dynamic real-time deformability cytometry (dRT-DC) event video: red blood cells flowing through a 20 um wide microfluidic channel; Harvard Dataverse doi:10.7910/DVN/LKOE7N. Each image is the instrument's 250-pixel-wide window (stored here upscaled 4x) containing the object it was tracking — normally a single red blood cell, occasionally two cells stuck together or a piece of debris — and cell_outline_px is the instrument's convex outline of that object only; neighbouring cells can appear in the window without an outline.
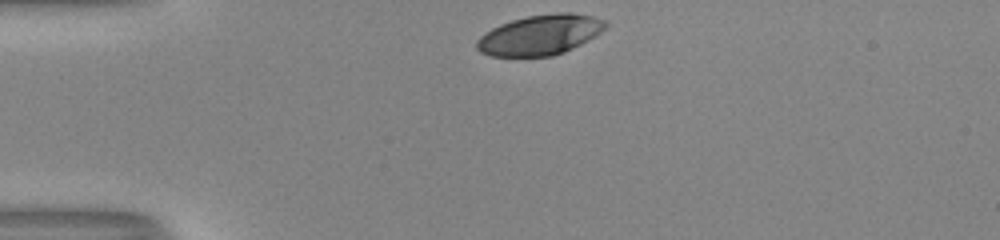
{"species": "human", "species_latin": "Homo sapiens", "temperature_condition": "room temperature", "stored_images_in_passage": 31, "camera_frame_rate_fps": 3000, "um_per_image_px": 0.085, "donor": {"sex": "male"}, "frame": {"image": 1, "passage_image": 1, "time_ms": 0.0, "image_size_px": [1000, 240], "cell_outline_px": [[608, 24], [600, 32], [580, 44], [564, 52], [552, 56], [492, 56], [480, 52], [476, 48], [476, 40], [484, 32], [500, 24], [512, 20], [528, 16], [560, 12], [568, 12], [592, 16], [608, 20]], "centroid_in_image_um": [45.88, 2.96], "position_along_channel_um": 39.1, "area_um2": 30.0}}
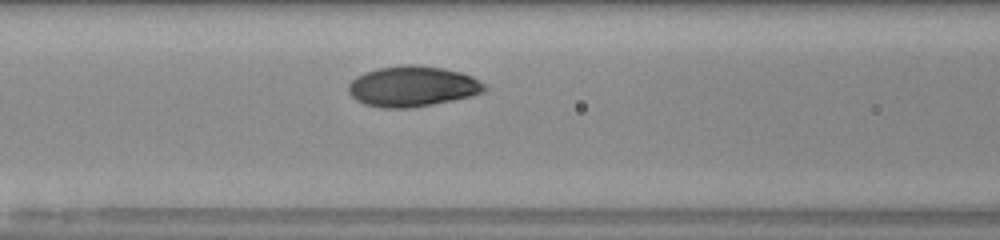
{"frame": {"image": 2, "passage_image": 11, "time_ms": 3.333, "image_size_px": [1000, 240], "cell_outline_px": [[488, 88], [484, 92], [472, 96], [432, 104], [408, 108], [384, 108], [364, 104], [356, 100], [348, 92], [348, 84], [356, 76], [364, 72], [376, 68], [404, 64], [412, 64], [444, 68], [460, 72], [472, 76], [484, 84]], "centroid_in_image_um": [35.05, 7.33], "position_along_channel_um": 131.6, "area_um2": 32.31}}
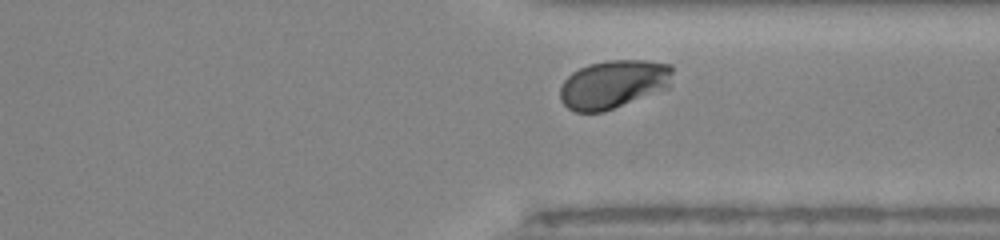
{"frame": {"image": 3, "passage_image": 28, "time_ms": 9.0, "image_size_px": [1000, 240], "cell_outline_px": [[672, 72], [668, 88], [604, 112], [576, 112], [568, 108], [560, 100], [560, 88], [564, 80], [572, 72], [588, 64], [608, 60], [644, 60], [672, 64]], "centroid_in_image_um": [52.13, 7.15], "position_along_channel_um": 359.3, "area_um2": 31.79}, "authors_computed_cell_mechanics": {"area_um2": 31.3854, "velocity_mm_per_s": 4.0219, "shape_relaxation_time_tau1_ms": 3.231, "shape_relaxation_time_tau2_ms": null, "deformation_change_tau1": 0.1704, "deformation_change_tau2": null}}